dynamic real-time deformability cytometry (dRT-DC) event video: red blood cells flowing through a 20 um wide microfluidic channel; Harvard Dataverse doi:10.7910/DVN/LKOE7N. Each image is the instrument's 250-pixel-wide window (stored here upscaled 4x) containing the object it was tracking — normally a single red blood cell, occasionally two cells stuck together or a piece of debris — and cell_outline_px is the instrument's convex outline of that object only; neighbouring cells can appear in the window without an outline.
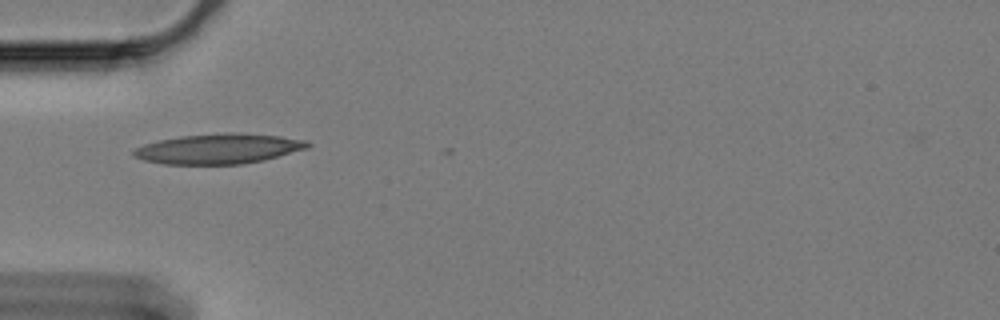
{"species": "Egyptian fruit bat (a non-hibernating species)", "species_latin": "Rousettus aegyptiacus", "temperature_condition": "cold", "stored_images_in_passage": 4, "camera_frame_rate_fps": 3000, "um_per_image_px": 0.085, "animal": {"sex": "female"}, "frame": {"image": 1, "passage_image": 1, "time_ms": 0.0, "image_size_px": [1000, 320], "cell_outline_px": [[312, 144], [308, 148], [264, 160], [240, 164], [164, 164], [144, 160], [132, 156], [132, 152], [136, 148], [144, 144], [160, 140], [180, 136], [224, 132], [244, 132], [280, 136], [308, 140]], "centroid_in_image_um": [18.62, 12.63], "position_along_channel_um": 66.4, "area_um2": 30.75}}